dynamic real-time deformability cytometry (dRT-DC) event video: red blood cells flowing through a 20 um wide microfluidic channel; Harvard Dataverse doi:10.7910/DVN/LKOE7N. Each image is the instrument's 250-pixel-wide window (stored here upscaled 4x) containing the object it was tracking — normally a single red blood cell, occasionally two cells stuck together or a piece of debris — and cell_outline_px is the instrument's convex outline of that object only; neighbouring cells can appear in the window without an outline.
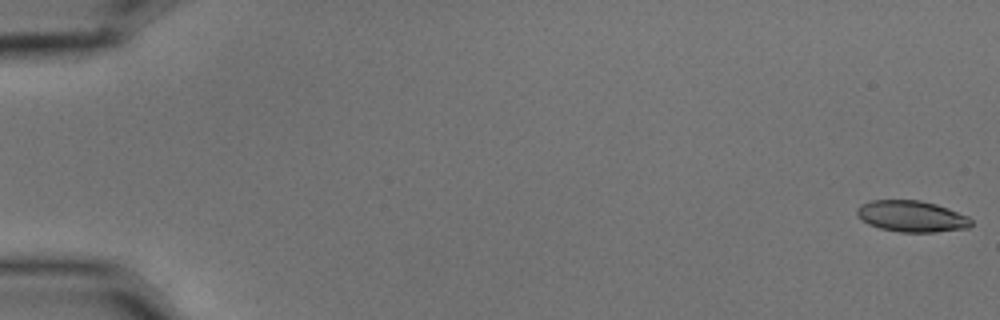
{"species": "common noctule bat (a hibernating species)", "species_latin": "Nyctalus noctula", "temperature_condition": "cold", "stored_images_in_passage": 7, "camera_frame_rate_fps": 3000, "um_per_image_px": 0.085, "animal": {"sex": "male", "body_mass_g": 15.6}, "frame": {"image": 1, "passage_image": 1, "time_ms": 0.0, "image_size_px": [1000, 320], "cell_outline_px": [[972, 224], [968, 228], [936, 232], [900, 232], [880, 228], [868, 224], [856, 212], [856, 208], [860, 204], [872, 200], [920, 200], [936, 204], [948, 208], [968, 216], [972, 220]], "centroid_in_image_um": [77.51, 18.38], "position_along_channel_um": 7.5, "area_um2": 20.81}}
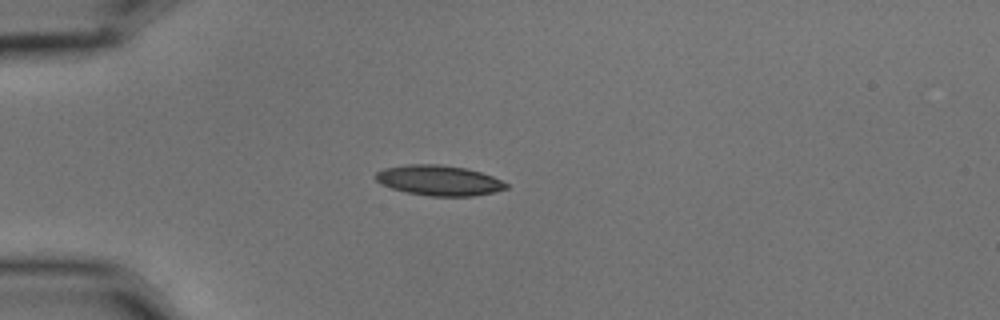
{"frame": {"image": 2, "passage_image": 5, "time_ms": 1.333, "image_size_px": [1000, 320], "cell_outline_px": [[508, 188], [492, 192], [472, 196], [428, 196], [408, 192], [392, 188], [380, 184], [376, 180], [376, 172], [384, 168], [408, 164], [440, 164], [464, 168], [480, 172], [492, 176], [508, 184]], "centroid_in_image_um": [37.29, 15.33], "position_along_channel_um": 47.7, "area_um2": 22.83}}